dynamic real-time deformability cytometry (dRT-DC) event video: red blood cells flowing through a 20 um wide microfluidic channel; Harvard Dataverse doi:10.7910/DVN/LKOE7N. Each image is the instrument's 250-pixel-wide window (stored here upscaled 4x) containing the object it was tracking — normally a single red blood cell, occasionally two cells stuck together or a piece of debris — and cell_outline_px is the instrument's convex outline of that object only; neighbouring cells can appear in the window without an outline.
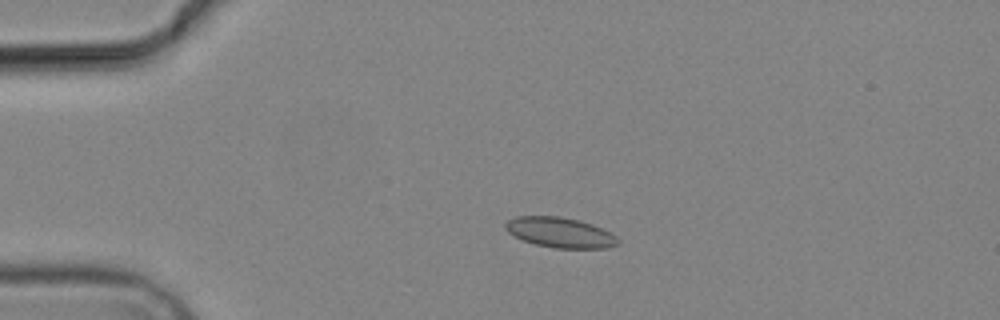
{"species": "common noctule bat (a hibernating species)", "species_latin": "Nyctalus noctula", "temperature_condition": "cold", "stored_images_in_passage": 5, "camera_frame_rate_fps": 3000, "um_per_image_px": 0.085, "animal": {"sex": "male", "body_mass_g": 19.2, "forearm_length_mm": 51.8}, "frame": {"image": 1, "passage_image": 4, "time_ms": 3.667, "image_size_px": [1000, 320], "cell_outline_px": [[620, 244], [608, 248], [556, 248], [536, 244], [524, 240], [508, 232], [504, 228], [504, 224], [508, 220], [516, 216], [560, 216], [580, 220], [592, 224], [616, 236], [620, 240]], "centroid_in_image_um": [47.62, 19.76], "position_along_channel_um": 37.4, "area_um2": 19.77}}